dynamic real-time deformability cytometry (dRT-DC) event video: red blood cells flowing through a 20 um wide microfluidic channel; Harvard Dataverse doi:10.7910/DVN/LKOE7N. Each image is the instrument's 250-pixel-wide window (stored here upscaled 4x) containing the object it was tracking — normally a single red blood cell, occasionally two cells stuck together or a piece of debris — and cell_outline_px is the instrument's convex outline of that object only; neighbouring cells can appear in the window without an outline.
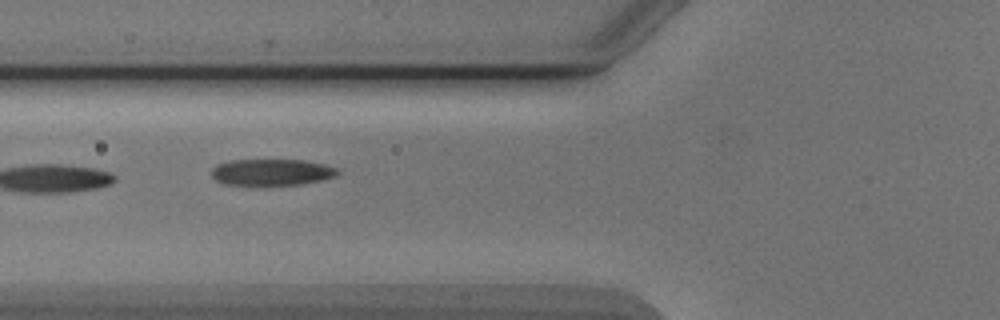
{"species": "Egyptian fruit bat (a non-hibernating species)", "species_latin": "Rousettus aegyptiacus", "temperature_condition": "cold", "stored_images_in_passage": 3, "camera_frame_rate_fps": 3000, "um_per_image_px": 0.085, "animal": {"sex": "male"}, "frame": {"image": 1, "passage_image": 2, "time_ms": 1.0, "image_size_px": [1000, 320], "cell_outline_px": [[340, 172], [336, 176], [320, 180], [300, 184], [224, 184], [216, 180], [212, 176], [212, 168], [216, 164], [228, 160], [304, 160], [324, 164], [336, 168]], "centroid_in_image_um": [23.08, 14.62], "position_along_channel_um": 102.7, "area_um2": 19.19}}
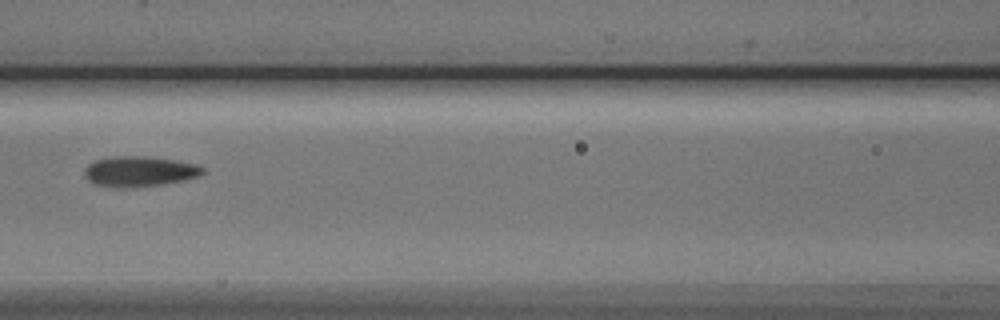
{"frame": {"image": 2, "passage_image": 3, "time_ms": 2.333, "image_size_px": [1000, 320], "cell_outline_px": [[204, 172], [196, 176], [180, 180], [160, 184], [120, 188], [96, 184], [88, 180], [84, 172], [84, 168], [88, 164], [96, 160], [112, 156], [144, 156], [176, 160], [196, 164], [204, 168]], "centroid_in_image_um": [11.81, 14.55], "position_along_channel_um": 154.8, "area_um2": 20.52}}